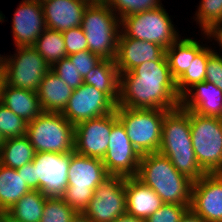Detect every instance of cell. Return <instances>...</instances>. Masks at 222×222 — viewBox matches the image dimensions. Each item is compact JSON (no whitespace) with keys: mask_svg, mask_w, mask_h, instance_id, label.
Masks as SVG:
<instances>
[{"mask_svg":"<svg viewBox=\"0 0 222 222\" xmlns=\"http://www.w3.org/2000/svg\"><path fill=\"white\" fill-rule=\"evenodd\" d=\"M90 1H92V2H93V1H105V0H90Z\"/></svg>","mask_w":222,"mask_h":222,"instance_id":"49","label":"cell"},{"mask_svg":"<svg viewBox=\"0 0 222 222\" xmlns=\"http://www.w3.org/2000/svg\"><path fill=\"white\" fill-rule=\"evenodd\" d=\"M51 70L73 90L83 84V78L68 57L54 63Z\"/></svg>","mask_w":222,"mask_h":222,"instance_id":"35","label":"cell"},{"mask_svg":"<svg viewBox=\"0 0 222 222\" xmlns=\"http://www.w3.org/2000/svg\"><path fill=\"white\" fill-rule=\"evenodd\" d=\"M4 141H5V138L0 133V150H1L2 145L4 144Z\"/></svg>","mask_w":222,"mask_h":222,"instance_id":"46","label":"cell"},{"mask_svg":"<svg viewBox=\"0 0 222 222\" xmlns=\"http://www.w3.org/2000/svg\"><path fill=\"white\" fill-rule=\"evenodd\" d=\"M70 222H91L90 219L83 213H76Z\"/></svg>","mask_w":222,"mask_h":222,"instance_id":"44","label":"cell"},{"mask_svg":"<svg viewBox=\"0 0 222 222\" xmlns=\"http://www.w3.org/2000/svg\"><path fill=\"white\" fill-rule=\"evenodd\" d=\"M204 47L194 39L178 38L166 49V58L171 75L175 81L186 72L189 64Z\"/></svg>","mask_w":222,"mask_h":222,"instance_id":"25","label":"cell"},{"mask_svg":"<svg viewBox=\"0 0 222 222\" xmlns=\"http://www.w3.org/2000/svg\"><path fill=\"white\" fill-rule=\"evenodd\" d=\"M12 19V33L16 47L33 46L46 29L45 18L39 0H22Z\"/></svg>","mask_w":222,"mask_h":222,"instance_id":"18","label":"cell"},{"mask_svg":"<svg viewBox=\"0 0 222 222\" xmlns=\"http://www.w3.org/2000/svg\"><path fill=\"white\" fill-rule=\"evenodd\" d=\"M71 153L38 152L32 163L39 191L48 197H61L68 184Z\"/></svg>","mask_w":222,"mask_h":222,"instance_id":"13","label":"cell"},{"mask_svg":"<svg viewBox=\"0 0 222 222\" xmlns=\"http://www.w3.org/2000/svg\"><path fill=\"white\" fill-rule=\"evenodd\" d=\"M27 122L0 102V133L7 138L26 136Z\"/></svg>","mask_w":222,"mask_h":222,"instance_id":"34","label":"cell"},{"mask_svg":"<svg viewBox=\"0 0 222 222\" xmlns=\"http://www.w3.org/2000/svg\"><path fill=\"white\" fill-rule=\"evenodd\" d=\"M35 166L32 162L25 164L23 167L17 168V173L22 175L30 190H39V184L35 181Z\"/></svg>","mask_w":222,"mask_h":222,"instance_id":"40","label":"cell"},{"mask_svg":"<svg viewBox=\"0 0 222 222\" xmlns=\"http://www.w3.org/2000/svg\"><path fill=\"white\" fill-rule=\"evenodd\" d=\"M104 2L115 14L117 13L116 15L120 20L136 13L163 6L160 0H105Z\"/></svg>","mask_w":222,"mask_h":222,"instance_id":"32","label":"cell"},{"mask_svg":"<svg viewBox=\"0 0 222 222\" xmlns=\"http://www.w3.org/2000/svg\"><path fill=\"white\" fill-rule=\"evenodd\" d=\"M13 56H2L0 78L15 88L37 92L50 65L33 46L16 47Z\"/></svg>","mask_w":222,"mask_h":222,"instance_id":"9","label":"cell"},{"mask_svg":"<svg viewBox=\"0 0 222 222\" xmlns=\"http://www.w3.org/2000/svg\"><path fill=\"white\" fill-rule=\"evenodd\" d=\"M30 189L16 169L0 164V208L9 211Z\"/></svg>","mask_w":222,"mask_h":222,"instance_id":"26","label":"cell"},{"mask_svg":"<svg viewBox=\"0 0 222 222\" xmlns=\"http://www.w3.org/2000/svg\"><path fill=\"white\" fill-rule=\"evenodd\" d=\"M180 222H206V221L189 208L182 216Z\"/></svg>","mask_w":222,"mask_h":222,"instance_id":"42","label":"cell"},{"mask_svg":"<svg viewBox=\"0 0 222 222\" xmlns=\"http://www.w3.org/2000/svg\"><path fill=\"white\" fill-rule=\"evenodd\" d=\"M213 52L207 61L205 81L215 84L222 90V56Z\"/></svg>","mask_w":222,"mask_h":222,"instance_id":"39","label":"cell"},{"mask_svg":"<svg viewBox=\"0 0 222 222\" xmlns=\"http://www.w3.org/2000/svg\"><path fill=\"white\" fill-rule=\"evenodd\" d=\"M109 177L103 161L71 152L68 184L61 198L77 213H82L94 190Z\"/></svg>","mask_w":222,"mask_h":222,"instance_id":"5","label":"cell"},{"mask_svg":"<svg viewBox=\"0 0 222 222\" xmlns=\"http://www.w3.org/2000/svg\"><path fill=\"white\" fill-rule=\"evenodd\" d=\"M90 0H46L42 9L46 28L59 32L81 27L83 14Z\"/></svg>","mask_w":222,"mask_h":222,"instance_id":"19","label":"cell"},{"mask_svg":"<svg viewBox=\"0 0 222 222\" xmlns=\"http://www.w3.org/2000/svg\"><path fill=\"white\" fill-rule=\"evenodd\" d=\"M125 177L109 176L82 212L91 222H112L126 212Z\"/></svg>","mask_w":222,"mask_h":222,"instance_id":"11","label":"cell"},{"mask_svg":"<svg viewBox=\"0 0 222 222\" xmlns=\"http://www.w3.org/2000/svg\"><path fill=\"white\" fill-rule=\"evenodd\" d=\"M26 137L38 152L74 151L75 126L62 113L42 111L27 123Z\"/></svg>","mask_w":222,"mask_h":222,"instance_id":"6","label":"cell"},{"mask_svg":"<svg viewBox=\"0 0 222 222\" xmlns=\"http://www.w3.org/2000/svg\"><path fill=\"white\" fill-rule=\"evenodd\" d=\"M194 154L206 174L222 173V119L190 111Z\"/></svg>","mask_w":222,"mask_h":222,"instance_id":"8","label":"cell"},{"mask_svg":"<svg viewBox=\"0 0 222 222\" xmlns=\"http://www.w3.org/2000/svg\"><path fill=\"white\" fill-rule=\"evenodd\" d=\"M33 47L50 67L67 57L63 34L57 30L46 28L37 38Z\"/></svg>","mask_w":222,"mask_h":222,"instance_id":"29","label":"cell"},{"mask_svg":"<svg viewBox=\"0 0 222 222\" xmlns=\"http://www.w3.org/2000/svg\"><path fill=\"white\" fill-rule=\"evenodd\" d=\"M141 154L129 140L124 125L118 120L111 129L103 164L109 176L136 177Z\"/></svg>","mask_w":222,"mask_h":222,"instance_id":"12","label":"cell"},{"mask_svg":"<svg viewBox=\"0 0 222 222\" xmlns=\"http://www.w3.org/2000/svg\"><path fill=\"white\" fill-rule=\"evenodd\" d=\"M66 53L73 55L78 52L88 50V42L81 27L68 29L62 32Z\"/></svg>","mask_w":222,"mask_h":222,"instance_id":"37","label":"cell"},{"mask_svg":"<svg viewBox=\"0 0 222 222\" xmlns=\"http://www.w3.org/2000/svg\"><path fill=\"white\" fill-rule=\"evenodd\" d=\"M73 93L51 69L43 76L37 90L42 111L62 113Z\"/></svg>","mask_w":222,"mask_h":222,"instance_id":"23","label":"cell"},{"mask_svg":"<svg viewBox=\"0 0 222 222\" xmlns=\"http://www.w3.org/2000/svg\"><path fill=\"white\" fill-rule=\"evenodd\" d=\"M136 178L154 190L163 203L190 206L193 181L160 152L141 155Z\"/></svg>","mask_w":222,"mask_h":222,"instance_id":"3","label":"cell"},{"mask_svg":"<svg viewBox=\"0 0 222 222\" xmlns=\"http://www.w3.org/2000/svg\"><path fill=\"white\" fill-rule=\"evenodd\" d=\"M189 208L190 206L163 203L156 212L146 219V222H180L182 216Z\"/></svg>","mask_w":222,"mask_h":222,"instance_id":"36","label":"cell"},{"mask_svg":"<svg viewBox=\"0 0 222 222\" xmlns=\"http://www.w3.org/2000/svg\"><path fill=\"white\" fill-rule=\"evenodd\" d=\"M190 209L206 222H222V173L193 182Z\"/></svg>","mask_w":222,"mask_h":222,"instance_id":"16","label":"cell"},{"mask_svg":"<svg viewBox=\"0 0 222 222\" xmlns=\"http://www.w3.org/2000/svg\"><path fill=\"white\" fill-rule=\"evenodd\" d=\"M116 104L94 86L83 83L73 90L62 115L74 126L115 112Z\"/></svg>","mask_w":222,"mask_h":222,"instance_id":"15","label":"cell"},{"mask_svg":"<svg viewBox=\"0 0 222 222\" xmlns=\"http://www.w3.org/2000/svg\"><path fill=\"white\" fill-rule=\"evenodd\" d=\"M118 121L115 112L75 125L74 152L103 160L107 153L112 126Z\"/></svg>","mask_w":222,"mask_h":222,"instance_id":"14","label":"cell"},{"mask_svg":"<svg viewBox=\"0 0 222 222\" xmlns=\"http://www.w3.org/2000/svg\"><path fill=\"white\" fill-rule=\"evenodd\" d=\"M5 212H6L5 210L0 208V222H1Z\"/></svg>","mask_w":222,"mask_h":222,"instance_id":"47","label":"cell"},{"mask_svg":"<svg viewBox=\"0 0 222 222\" xmlns=\"http://www.w3.org/2000/svg\"><path fill=\"white\" fill-rule=\"evenodd\" d=\"M112 222H146V220L142 219V218H138V217H136L134 215H131V214L125 212L124 214H122L121 216L117 217Z\"/></svg>","mask_w":222,"mask_h":222,"instance_id":"43","label":"cell"},{"mask_svg":"<svg viewBox=\"0 0 222 222\" xmlns=\"http://www.w3.org/2000/svg\"><path fill=\"white\" fill-rule=\"evenodd\" d=\"M146 61L168 62L166 50L153 42L126 37L120 31L115 59L119 73L129 72Z\"/></svg>","mask_w":222,"mask_h":222,"instance_id":"17","label":"cell"},{"mask_svg":"<svg viewBox=\"0 0 222 222\" xmlns=\"http://www.w3.org/2000/svg\"><path fill=\"white\" fill-rule=\"evenodd\" d=\"M1 222H22V221L17 220L13 215H11L8 211H6L4 213Z\"/></svg>","mask_w":222,"mask_h":222,"instance_id":"45","label":"cell"},{"mask_svg":"<svg viewBox=\"0 0 222 222\" xmlns=\"http://www.w3.org/2000/svg\"><path fill=\"white\" fill-rule=\"evenodd\" d=\"M180 106L201 116L222 119V90L208 81L197 83L181 97Z\"/></svg>","mask_w":222,"mask_h":222,"instance_id":"20","label":"cell"},{"mask_svg":"<svg viewBox=\"0 0 222 222\" xmlns=\"http://www.w3.org/2000/svg\"><path fill=\"white\" fill-rule=\"evenodd\" d=\"M76 213L61 197H48L40 222H70Z\"/></svg>","mask_w":222,"mask_h":222,"instance_id":"33","label":"cell"},{"mask_svg":"<svg viewBox=\"0 0 222 222\" xmlns=\"http://www.w3.org/2000/svg\"><path fill=\"white\" fill-rule=\"evenodd\" d=\"M126 212L147 219L163 204L161 198L149 186L136 177L125 178Z\"/></svg>","mask_w":222,"mask_h":222,"instance_id":"21","label":"cell"},{"mask_svg":"<svg viewBox=\"0 0 222 222\" xmlns=\"http://www.w3.org/2000/svg\"><path fill=\"white\" fill-rule=\"evenodd\" d=\"M175 29L163 6L120 20V30L126 37L153 42L165 50L180 38Z\"/></svg>","mask_w":222,"mask_h":222,"instance_id":"10","label":"cell"},{"mask_svg":"<svg viewBox=\"0 0 222 222\" xmlns=\"http://www.w3.org/2000/svg\"><path fill=\"white\" fill-rule=\"evenodd\" d=\"M83 83L104 92L117 105L120 73L114 60H102L83 78Z\"/></svg>","mask_w":222,"mask_h":222,"instance_id":"24","label":"cell"},{"mask_svg":"<svg viewBox=\"0 0 222 222\" xmlns=\"http://www.w3.org/2000/svg\"><path fill=\"white\" fill-rule=\"evenodd\" d=\"M0 102L27 123L33 121L42 112L37 92L12 87L1 78Z\"/></svg>","mask_w":222,"mask_h":222,"instance_id":"22","label":"cell"},{"mask_svg":"<svg viewBox=\"0 0 222 222\" xmlns=\"http://www.w3.org/2000/svg\"><path fill=\"white\" fill-rule=\"evenodd\" d=\"M197 24L203 33H208L212 28L222 24V0H201L195 13Z\"/></svg>","mask_w":222,"mask_h":222,"instance_id":"31","label":"cell"},{"mask_svg":"<svg viewBox=\"0 0 222 222\" xmlns=\"http://www.w3.org/2000/svg\"><path fill=\"white\" fill-rule=\"evenodd\" d=\"M35 150L26 136L7 138L0 150V164L17 169L32 162Z\"/></svg>","mask_w":222,"mask_h":222,"instance_id":"27","label":"cell"},{"mask_svg":"<svg viewBox=\"0 0 222 222\" xmlns=\"http://www.w3.org/2000/svg\"><path fill=\"white\" fill-rule=\"evenodd\" d=\"M172 165L190 180L197 181L206 173L199 166L190 131V111L181 106L169 110L162 123V139L158 150Z\"/></svg>","mask_w":222,"mask_h":222,"instance_id":"2","label":"cell"},{"mask_svg":"<svg viewBox=\"0 0 222 222\" xmlns=\"http://www.w3.org/2000/svg\"><path fill=\"white\" fill-rule=\"evenodd\" d=\"M75 66L81 77L84 78L95 66L103 59L93 54L89 50H84L73 55L67 56Z\"/></svg>","mask_w":222,"mask_h":222,"instance_id":"38","label":"cell"},{"mask_svg":"<svg viewBox=\"0 0 222 222\" xmlns=\"http://www.w3.org/2000/svg\"><path fill=\"white\" fill-rule=\"evenodd\" d=\"M81 28L90 52L103 60L115 61L120 19L104 1H93L86 7Z\"/></svg>","mask_w":222,"mask_h":222,"instance_id":"4","label":"cell"},{"mask_svg":"<svg viewBox=\"0 0 222 222\" xmlns=\"http://www.w3.org/2000/svg\"><path fill=\"white\" fill-rule=\"evenodd\" d=\"M180 101L168 62L146 61L129 72L120 73L117 106L173 110L180 106Z\"/></svg>","mask_w":222,"mask_h":222,"instance_id":"1","label":"cell"},{"mask_svg":"<svg viewBox=\"0 0 222 222\" xmlns=\"http://www.w3.org/2000/svg\"><path fill=\"white\" fill-rule=\"evenodd\" d=\"M204 35L207 36V38H213L219 43V47L222 48V24L218 25L214 28H212L208 33L204 32Z\"/></svg>","mask_w":222,"mask_h":222,"instance_id":"41","label":"cell"},{"mask_svg":"<svg viewBox=\"0 0 222 222\" xmlns=\"http://www.w3.org/2000/svg\"><path fill=\"white\" fill-rule=\"evenodd\" d=\"M214 51L209 47H204L189 64L186 72L176 81V88L180 97L195 84L205 81L207 61Z\"/></svg>","mask_w":222,"mask_h":222,"instance_id":"30","label":"cell"},{"mask_svg":"<svg viewBox=\"0 0 222 222\" xmlns=\"http://www.w3.org/2000/svg\"><path fill=\"white\" fill-rule=\"evenodd\" d=\"M47 198L39 190H30L8 212L22 222H40Z\"/></svg>","mask_w":222,"mask_h":222,"instance_id":"28","label":"cell"},{"mask_svg":"<svg viewBox=\"0 0 222 222\" xmlns=\"http://www.w3.org/2000/svg\"><path fill=\"white\" fill-rule=\"evenodd\" d=\"M4 16H3V14H1V12H0V23H1V21L3 20L4 21Z\"/></svg>","mask_w":222,"mask_h":222,"instance_id":"48","label":"cell"},{"mask_svg":"<svg viewBox=\"0 0 222 222\" xmlns=\"http://www.w3.org/2000/svg\"><path fill=\"white\" fill-rule=\"evenodd\" d=\"M115 111L129 140L141 155L158 152L162 139V123L169 110L116 106Z\"/></svg>","mask_w":222,"mask_h":222,"instance_id":"7","label":"cell"}]
</instances>
